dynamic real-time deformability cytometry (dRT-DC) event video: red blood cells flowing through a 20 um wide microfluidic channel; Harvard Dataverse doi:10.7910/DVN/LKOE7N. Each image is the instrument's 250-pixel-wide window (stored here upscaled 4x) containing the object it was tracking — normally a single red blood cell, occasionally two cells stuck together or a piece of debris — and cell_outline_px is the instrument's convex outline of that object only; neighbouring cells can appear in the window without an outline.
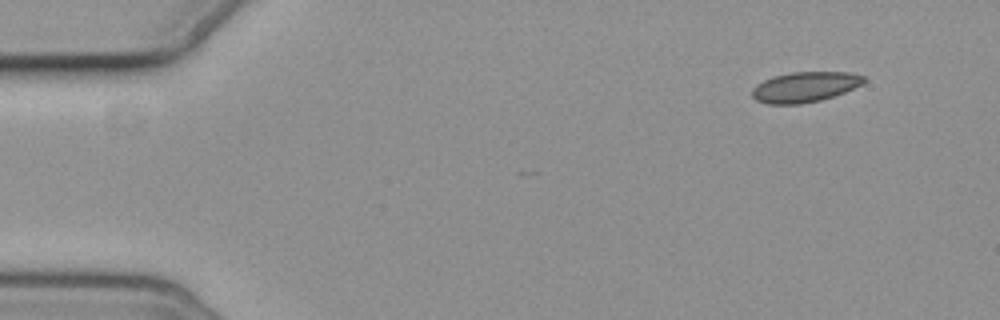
{"species": "common noctule bat (a hibernating species)", "species_latin": "Nyctalus noctula", "temperature_condition": "cold", "stored_images_in_passage": 4, "camera_frame_rate_fps": 3000, "um_per_image_px": 0.085, "animal": {"sex": "female", "body_mass_g": 19.3, "forearm_length_mm": 54.1}, "frame": {"image": 1, "passage_image": 1, "time_ms": 0.0, "image_size_px": [1000, 320], "cell_outline_px": [[868, 80], [844, 92], [820, 100], [800, 104], [768, 104], [756, 100], [752, 96], [752, 88], [756, 84], [772, 76], [792, 72], [848, 72], [864, 76]], "centroid_in_image_um": [68.38, 7.39], "position_along_channel_um": 16.6, "area_um2": 19.65}}
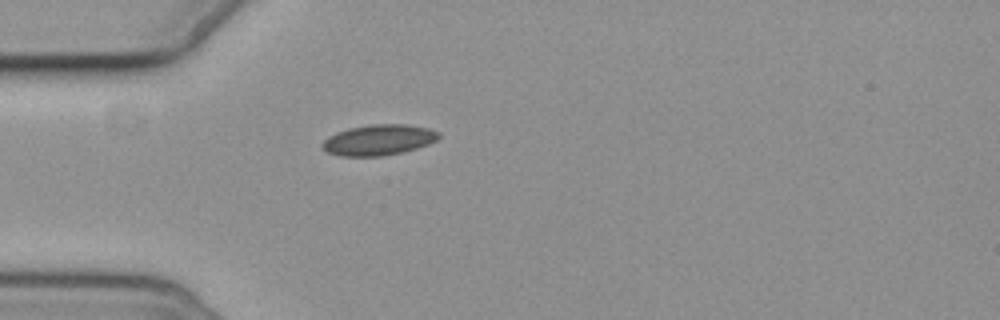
{"frame": {"image": 2, "passage_image": 4, "time_ms": 3.667, "image_size_px": [1000, 320], "cell_outline_px": [[440, 136], [436, 140], [428, 144], [416, 148], [384, 156], [340, 156], [328, 152], [320, 144], [328, 136], [336, 132], [348, 128], [372, 124], [408, 124], [428, 128], [440, 132]], "centroid_in_image_um": [32.18, 11.88], "position_along_channel_um": 52.8, "area_um2": 20.81}}